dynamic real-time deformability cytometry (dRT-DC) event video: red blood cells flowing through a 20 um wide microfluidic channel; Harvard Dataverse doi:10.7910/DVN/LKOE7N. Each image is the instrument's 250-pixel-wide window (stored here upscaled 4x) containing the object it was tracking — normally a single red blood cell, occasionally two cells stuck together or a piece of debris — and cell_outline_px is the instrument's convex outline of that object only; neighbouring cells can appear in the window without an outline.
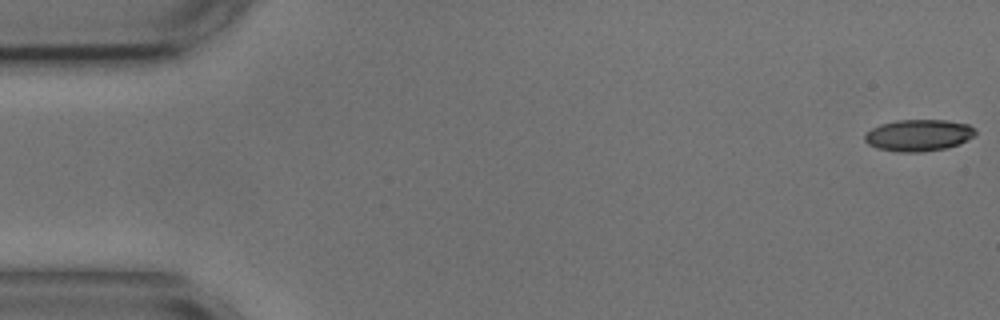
{"species": "common noctule bat (a hibernating species)", "species_latin": "Nyctalus noctula", "temperature_condition": "cold", "stored_images_in_passage": 15, "camera_frame_rate_fps": 3000, "um_per_image_px": 0.085, "animal": {"sex": "male", "body_mass_g": 17.9, "forearm_length_mm": 54.2}, "frame": {"image": 1, "passage_image": 1, "time_ms": 0.0, "image_size_px": [1000, 320], "cell_outline_px": [[976, 132], [972, 136], [956, 144], [944, 148], [920, 152], [896, 152], [876, 148], [868, 144], [864, 140], [864, 136], [872, 128], [880, 124], [896, 120], [948, 120], [968, 124]], "centroid_in_image_um": [78.01, 11.49], "position_along_channel_um": 7.0, "area_um2": 20.17}}